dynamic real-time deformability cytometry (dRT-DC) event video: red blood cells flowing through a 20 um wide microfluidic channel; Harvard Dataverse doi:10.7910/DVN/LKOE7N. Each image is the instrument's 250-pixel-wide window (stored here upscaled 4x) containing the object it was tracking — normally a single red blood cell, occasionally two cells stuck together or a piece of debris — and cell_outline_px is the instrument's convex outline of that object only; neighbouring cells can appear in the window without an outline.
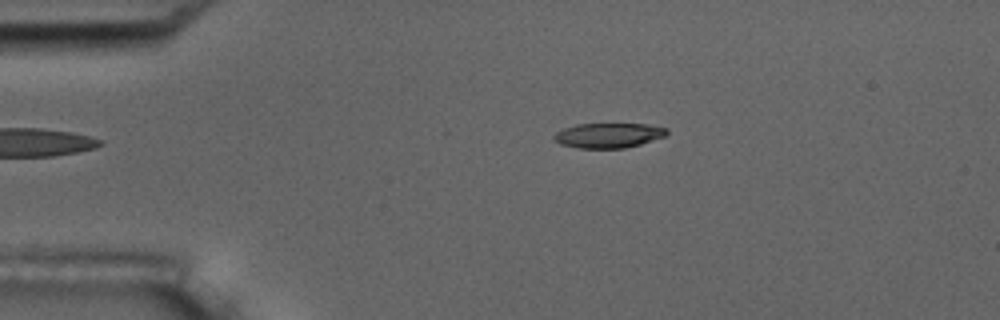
{"species": "common noctule bat (a hibernating species)", "species_latin": "Nyctalus noctula", "temperature_condition": "room temperature", "stored_images_in_passage": 6, "camera_frame_rate_fps": 3000, "um_per_image_px": 0.085, "animal": {"sex": "male", "body_mass_g": 17.5, "forearm_length_mm": 52.3}, "frame": {"image": 1, "passage_image": 3, "time_ms": 2.333, "image_size_px": [1000, 320], "cell_outline_px": [[668, 132], [664, 136], [640, 144], [624, 148], [576, 148], [560, 144], [552, 136], [556, 132], [564, 128], [576, 124], [648, 124], [668, 128]], "centroid_in_image_um": [51.71, 11.5], "position_along_channel_um": 33.3, "area_um2": 16.3}}
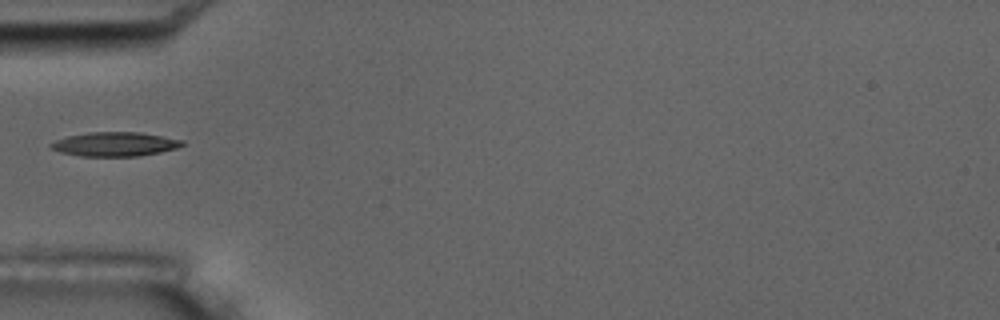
{"frame": {"image": 2, "passage_image": 5, "time_ms": 4.667, "image_size_px": [1000, 320], "cell_outline_px": [[184, 144], [176, 148], [160, 152], [140, 156], [80, 156], [60, 152], [52, 148], [48, 144], [56, 140], [68, 136], [92, 132], [140, 132], [184, 140]], "centroid_in_image_um": [9.77, 12.25], "position_along_channel_um": 75.2, "area_um2": 18.38}}